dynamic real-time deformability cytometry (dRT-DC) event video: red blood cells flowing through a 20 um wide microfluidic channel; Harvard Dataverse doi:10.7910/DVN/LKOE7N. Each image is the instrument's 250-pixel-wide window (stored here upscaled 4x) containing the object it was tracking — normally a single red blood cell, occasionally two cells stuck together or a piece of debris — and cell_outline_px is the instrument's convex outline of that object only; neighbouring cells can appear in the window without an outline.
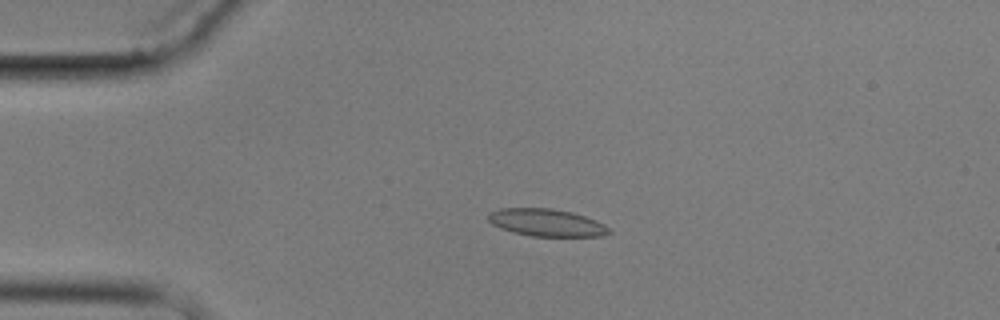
{"species": "common noctule bat (a hibernating species)", "species_latin": "Nyctalus noctula", "temperature_condition": "cold", "stored_images_in_passage": 4, "camera_frame_rate_fps": 3000, "um_per_image_px": 0.085, "animal": {"sex": "male", "body_mass_g": 17.9}, "frame": {"image": 1, "passage_image": 4, "time_ms": 3.333, "image_size_px": [1000, 320], "cell_outline_px": [[612, 232], [604, 236], [532, 236], [512, 232], [500, 228], [492, 224], [488, 220], [488, 212], [500, 208], [552, 208], [572, 212], [584, 216], [604, 224]], "centroid_in_image_um": [46.43, 18.92], "position_along_channel_um": 38.6, "area_um2": 19.31}}